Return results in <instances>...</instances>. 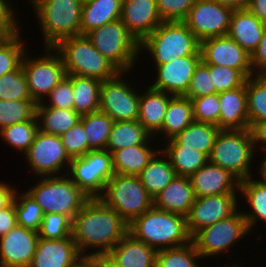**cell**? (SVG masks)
<instances>
[{
    "label": "cell",
    "instance_id": "cell-1",
    "mask_svg": "<svg viewBox=\"0 0 266 267\" xmlns=\"http://www.w3.org/2000/svg\"><path fill=\"white\" fill-rule=\"evenodd\" d=\"M127 233L128 224L99 198L89 199L72 220V239L80 254L91 246L101 251L88 255L105 256Z\"/></svg>",
    "mask_w": 266,
    "mask_h": 267
},
{
    "label": "cell",
    "instance_id": "cell-2",
    "mask_svg": "<svg viewBox=\"0 0 266 267\" xmlns=\"http://www.w3.org/2000/svg\"><path fill=\"white\" fill-rule=\"evenodd\" d=\"M128 233L135 239L156 249L182 246L192 241L186 216L160 210L152 206L128 224ZM166 247H159L158 246Z\"/></svg>",
    "mask_w": 266,
    "mask_h": 267
},
{
    "label": "cell",
    "instance_id": "cell-3",
    "mask_svg": "<svg viewBox=\"0 0 266 267\" xmlns=\"http://www.w3.org/2000/svg\"><path fill=\"white\" fill-rule=\"evenodd\" d=\"M58 50L67 75L92 77L105 81L114 78L120 71L100 54L86 35L61 40L49 50Z\"/></svg>",
    "mask_w": 266,
    "mask_h": 267
},
{
    "label": "cell",
    "instance_id": "cell-4",
    "mask_svg": "<svg viewBox=\"0 0 266 267\" xmlns=\"http://www.w3.org/2000/svg\"><path fill=\"white\" fill-rule=\"evenodd\" d=\"M155 58L156 65L186 55H201V41L183 21H163L141 43Z\"/></svg>",
    "mask_w": 266,
    "mask_h": 267
},
{
    "label": "cell",
    "instance_id": "cell-5",
    "mask_svg": "<svg viewBox=\"0 0 266 267\" xmlns=\"http://www.w3.org/2000/svg\"><path fill=\"white\" fill-rule=\"evenodd\" d=\"M47 48L61 40L81 35V0H33Z\"/></svg>",
    "mask_w": 266,
    "mask_h": 267
},
{
    "label": "cell",
    "instance_id": "cell-6",
    "mask_svg": "<svg viewBox=\"0 0 266 267\" xmlns=\"http://www.w3.org/2000/svg\"><path fill=\"white\" fill-rule=\"evenodd\" d=\"M254 145L249 129L220 130L208 162L231 172L239 181L249 174Z\"/></svg>",
    "mask_w": 266,
    "mask_h": 267
},
{
    "label": "cell",
    "instance_id": "cell-7",
    "mask_svg": "<svg viewBox=\"0 0 266 267\" xmlns=\"http://www.w3.org/2000/svg\"><path fill=\"white\" fill-rule=\"evenodd\" d=\"M104 190L106 194L99 199L115 210L127 224L153 206V199L138 176L114 174L107 181Z\"/></svg>",
    "mask_w": 266,
    "mask_h": 267
},
{
    "label": "cell",
    "instance_id": "cell-8",
    "mask_svg": "<svg viewBox=\"0 0 266 267\" xmlns=\"http://www.w3.org/2000/svg\"><path fill=\"white\" fill-rule=\"evenodd\" d=\"M86 37L121 73L133 65L140 48L138 40L120 19L91 30Z\"/></svg>",
    "mask_w": 266,
    "mask_h": 267
},
{
    "label": "cell",
    "instance_id": "cell-9",
    "mask_svg": "<svg viewBox=\"0 0 266 267\" xmlns=\"http://www.w3.org/2000/svg\"><path fill=\"white\" fill-rule=\"evenodd\" d=\"M27 193L40 205L43 214H64L71 220L90 199L71 179L57 176L43 178Z\"/></svg>",
    "mask_w": 266,
    "mask_h": 267
},
{
    "label": "cell",
    "instance_id": "cell-10",
    "mask_svg": "<svg viewBox=\"0 0 266 267\" xmlns=\"http://www.w3.org/2000/svg\"><path fill=\"white\" fill-rule=\"evenodd\" d=\"M73 179L79 189L90 199L99 198L107 181L115 174L112 154L104 150H91L70 162Z\"/></svg>",
    "mask_w": 266,
    "mask_h": 267
},
{
    "label": "cell",
    "instance_id": "cell-11",
    "mask_svg": "<svg viewBox=\"0 0 266 267\" xmlns=\"http://www.w3.org/2000/svg\"><path fill=\"white\" fill-rule=\"evenodd\" d=\"M249 232L243 213L235 212L232 216L199 230L192 241L198 253L211 256L225 251L230 244Z\"/></svg>",
    "mask_w": 266,
    "mask_h": 267
},
{
    "label": "cell",
    "instance_id": "cell-12",
    "mask_svg": "<svg viewBox=\"0 0 266 267\" xmlns=\"http://www.w3.org/2000/svg\"><path fill=\"white\" fill-rule=\"evenodd\" d=\"M233 11L215 0H196L183 22L200 41L225 36Z\"/></svg>",
    "mask_w": 266,
    "mask_h": 267
},
{
    "label": "cell",
    "instance_id": "cell-13",
    "mask_svg": "<svg viewBox=\"0 0 266 267\" xmlns=\"http://www.w3.org/2000/svg\"><path fill=\"white\" fill-rule=\"evenodd\" d=\"M102 81L99 111L110 116L113 121H135L139 114V97L135 91L119 77Z\"/></svg>",
    "mask_w": 266,
    "mask_h": 267
},
{
    "label": "cell",
    "instance_id": "cell-14",
    "mask_svg": "<svg viewBox=\"0 0 266 267\" xmlns=\"http://www.w3.org/2000/svg\"><path fill=\"white\" fill-rule=\"evenodd\" d=\"M31 99L40 103L42 95H49L58 83L67 76L61 56L47 54L34 60H22Z\"/></svg>",
    "mask_w": 266,
    "mask_h": 267
},
{
    "label": "cell",
    "instance_id": "cell-15",
    "mask_svg": "<svg viewBox=\"0 0 266 267\" xmlns=\"http://www.w3.org/2000/svg\"><path fill=\"white\" fill-rule=\"evenodd\" d=\"M200 51L205 64L236 69L246 78L253 77L251 55L228 35L202 40Z\"/></svg>",
    "mask_w": 266,
    "mask_h": 267
},
{
    "label": "cell",
    "instance_id": "cell-16",
    "mask_svg": "<svg viewBox=\"0 0 266 267\" xmlns=\"http://www.w3.org/2000/svg\"><path fill=\"white\" fill-rule=\"evenodd\" d=\"M236 194H218L195 198L186 216L187 229L191 237L199 230L232 216L236 212Z\"/></svg>",
    "mask_w": 266,
    "mask_h": 267
},
{
    "label": "cell",
    "instance_id": "cell-17",
    "mask_svg": "<svg viewBox=\"0 0 266 267\" xmlns=\"http://www.w3.org/2000/svg\"><path fill=\"white\" fill-rule=\"evenodd\" d=\"M27 161L33 170L40 175H52L63 168L64 162L72 159L67 154L60 136L45 134L38 131L33 143L26 153Z\"/></svg>",
    "mask_w": 266,
    "mask_h": 267
},
{
    "label": "cell",
    "instance_id": "cell-18",
    "mask_svg": "<svg viewBox=\"0 0 266 267\" xmlns=\"http://www.w3.org/2000/svg\"><path fill=\"white\" fill-rule=\"evenodd\" d=\"M202 61L201 55H186L171 62L156 65L158 77L151 88L171 93L172 96H184L191 83L193 73Z\"/></svg>",
    "mask_w": 266,
    "mask_h": 267
},
{
    "label": "cell",
    "instance_id": "cell-19",
    "mask_svg": "<svg viewBox=\"0 0 266 267\" xmlns=\"http://www.w3.org/2000/svg\"><path fill=\"white\" fill-rule=\"evenodd\" d=\"M38 239V232L16 225L0 238V266L29 267Z\"/></svg>",
    "mask_w": 266,
    "mask_h": 267
},
{
    "label": "cell",
    "instance_id": "cell-20",
    "mask_svg": "<svg viewBox=\"0 0 266 267\" xmlns=\"http://www.w3.org/2000/svg\"><path fill=\"white\" fill-rule=\"evenodd\" d=\"M120 20L139 43L163 22L155 0H122Z\"/></svg>",
    "mask_w": 266,
    "mask_h": 267
},
{
    "label": "cell",
    "instance_id": "cell-21",
    "mask_svg": "<svg viewBox=\"0 0 266 267\" xmlns=\"http://www.w3.org/2000/svg\"><path fill=\"white\" fill-rule=\"evenodd\" d=\"M189 180L196 198L218 194H236L234 181L237 182L238 189L240 183L231 172L209 162L191 174Z\"/></svg>",
    "mask_w": 266,
    "mask_h": 267
},
{
    "label": "cell",
    "instance_id": "cell-22",
    "mask_svg": "<svg viewBox=\"0 0 266 267\" xmlns=\"http://www.w3.org/2000/svg\"><path fill=\"white\" fill-rule=\"evenodd\" d=\"M83 254L72 238H39L29 267H71Z\"/></svg>",
    "mask_w": 266,
    "mask_h": 267
},
{
    "label": "cell",
    "instance_id": "cell-23",
    "mask_svg": "<svg viewBox=\"0 0 266 267\" xmlns=\"http://www.w3.org/2000/svg\"><path fill=\"white\" fill-rule=\"evenodd\" d=\"M157 249L127 233L104 257L114 267H156Z\"/></svg>",
    "mask_w": 266,
    "mask_h": 267
},
{
    "label": "cell",
    "instance_id": "cell-24",
    "mask_svg": "<svg viewBox=\"0 0 266 267\" xmlns=\"http://www.w3.org/2000/svg\"><path fill=\"white\" fill-rule=\"evenodd\" d=\"M221 130L249 129L246 82L242 87L219 93Z\"/></svg>",
    "mask_w": 266,
    "mask_h": 267
},
{
    "label": "cell",
    "instance_id": "cell-25",
    "mask_svg": "<svg viewBox=\"0 0 266 267\" xmlns=\"http://www.w3.org/2000/svg\"><path fill=\"white\" fill-rule=\"evenodd\" d=\"M265 26L247 8L234 9L227 35L251 55L262 38Z\"/></svg>",
    "mask_w": 266,
    "mask_h": 267
},
{
    "label": "cell",
    "instance_id": "cell-26",
    "mask_svg": "<svg viewBox=\"0 0 266 267\" xmlns=\"http://www.w3.org/2000/svg\"><path fill=\"white\" fill-rule=\"evenodd\" d=\"M195 198L189 177L176 175L169 185L153 199V206L160 210L187 216Z\"/></svg>",
    "mask_w": 266,
    "mask_h": 267
},
{
    "label": "cell",
    "instance_id": "cell-27",
    "mask_svg": "<svg viewBox=\"0 0 266 267\" xmlns=\"http://www.w3.org/2000/svg\"><path fill=\"white\" fill-rule=\"evenodd\" d=\"M220 130L215 124L194 121L169 139L167 148H192L209 156Z\"/></svg>",
    "mask_w": 266,
    "mask_h": 267
},
{
    "label": "cell",
    "instance_id": "cell-28",
    "mask_svg": "<svg viewBox=\"0 0 266 267\" xmlns=\"http://www.w3.org/2000/svg\"><path fill=\"white\" fill-rule=\"evenodd\" d=\"M168 94L149 87L147 94L139 97L137 120L150 134L161 131L165 112L171 99Z\"/></svg>",
    "mask_w": 266,
    "mask_h": 267
},
{
    "label": "cell",
    "instance_id": "cell-29",
    "mask_svg": "<svg viewBox=\"0 0 266 267\" xmlns=\"http://www.w3.org/2000/svg\"><path fill=\"white\" fill-rule=\"evenodd\" d=\"M122 0H89L83 3L81 13V35L104 24L119 20Z\"/></svg>",
    "mask_w": 266,
    "mask_h": 267
},
{
    "label": "cell",
    "instance_id": "cell-30",
    "mask_svg": "<svg viewBox=\"0 0 266 267\" xmlns=\"http://www.w3.org/2000/svg\"><path fill=\"white\" fill-rule=\"evenodd\" d=\"M154 151H151L146 144L114 151L112 153L114 173L118 175L138 176L154 155L161 153V149L158 152Z\"/></svg>",
    "mask_w": 266,
    "mask_h": 267
},
{
    "label": "cell",
    "instance_id": "cell-31",
    "mask_svg": "<svg viewBox=\"0 0 266 267\" xmlns=\"http://www.w3.org/2000/svg\"><path fill=\"white\" fill-rule=\"evenodd\" d=\"M101 84L96 78L72 75L73 109L80 116L99 111Z\"/></svg>",
    "mask_w": 266,
    "mask_h": 267
},
{
    "label": "cell",
    "instance_id": "cell-32",
    "mask_svg": "<svg viewBox=\"0 0 266 267\" xmlns=\"http://www.w3.org/2000/svg\"><path fill=\"white\" fill-rule=\"evenodd\" d=\"M151 134L135 121H115L106 146L111 154L126 147L138 146L148 143Z\"/></svg>",
    "mask_w": 266,
    "mask_h": 267
},
{
    "label": "cell",
    "instance_id": "cell-33",
    "mask_svg": "<svg viewBox=\"0 0 266 267\" xmlns=\"http://www.w3.org/2000/svg\"><path fill=\"white\" fill-rule=\"evenodd\" d=\"M36 117H42L43 120V125L38 126L40 132L61 136L71 129L81 116L73 108L59 109L38 103L36 105Z\"/></svg>",
    "mask_w": 266,
    "mask_h": 267
},
{
    "label": "cell",
    "instance_id": "cell-34",
    "mask_svg": "<svg viewBox=\"0 0 266 267\" xmlns=\"http://www.w3.org/2000/svg\"><path fill=\"white\" fill-rule=\"evenodd\" d=\"M194 121L191 99L185 96H172L165 112L161 130L172 139Z\"/></svg>",
    "mask_w": 266,
    "mask_h": 267
},
{
    "label": "cell",
    "instance_id": "cell-35",
    "mask_svg": "<svg viewBox=\"0 0 266 267\" xmlns=\"http://www.w3.org/2000/svg\"><path fill=\"white\" fill-rule=\"evenodd\" d=\"M138 175L149 196L154 199L176 176L171 161L155 157Z\"/></svg>",
    "mask_w": 266,
    "mask_h": 267
},
{
    "label": "cell",
    "instance_id": "cell-36",
    "mask_svg": "<svg viewBox=\"0 0 266 267\" xmlns=\"http://www.w3.org/2000/svg\"><path fill=\"white\" fill-rule=\"evenodd\" d=\"M80 121L83 123L86 131L89 151L106 149L114 124L113 119L107 114L97 111L82 115Z\"/></svg>",
    "mask_w": 266,
    "mask_h": 267
},
{
    "label": "cell",
    "instance_id": "cell-37",
    "mask_svg": "<svg viewBox=\"0 0 266 267\" xmlns=\"http://www.w3.org/2000/svg\"><path fill=\"white\" fill-rule=\"evenodd\" d=\"M169 157L177 176H190L208 162V156L192 148H167L161 154Z\"/></svg>",
    "mask_w": 266,
    "mask_h": 267
},
{
    "label": "cell",
    "instance_id": "cell-38",
    "mask_svg": "<svg viewBox=\"0 0 266 267\" xmlns=\"http://www.w3.org/2000/svg\"><path fill=\"white\" fill-rule=\"evenodd\" d=\"M246 79V96L249 125L266 121V75Z\"/></svg>",
    "mask_w": 266,
    "mask_h": 267
},
{
    "label": "cell",
    "instance_id": "cell-39",
    "mask_svg": "<svg viewBox=\"0 0 266 267\" xmlns=\"http://www.w3.org/2000/svg\"><path fill=\"white\" fill-rule=\"evenodd\" d=\"M199 256L193 241L178 247L159 249L156 267H198L195 258Z\"/></svg>",
    "mask_w": 266,
    "mask_h": 267
},
{
    "label": "cell",
    "instance_id": "cell-40",
    "mask_svg": "<svg viewBox=\"0 0 266 267\" xmlns=\"http://www.w3.org/2000/svg\"><path fill=\"white\" fill-rule=\"evenodd\" d=\"M239 190L243 192L253 208V214H245L248 229L254 225L256 218L259 217L266 221V187L259 181H252L251 177L240 181Z\"/></svg>",
    "mask_w": 266,
    "mask_h": 267
},
{
    "label": "cell",
    "instance_id": "cell-41",
    "mask_svg": "<svg viewBox=\"0 0 266 267\" xmlns=\"http://www.w3.org/2000/svg\"><path fill=\"white\" fill-rule=\"evenodd\" d=\"M36 116L32 120L6 126L0 130L1 137L12 147L24 150L26 153L39 131Z\"/></svg>",
    "mask_w": 266,
    "mask_h": 267
},
{
    "label": "cell",
    "instance_id": "cell-42",
    "mask_svg": "<svg viewBox=\"0 0 266 267\" xmlns=\"http://www.w3.org/2000/svg\"><path fill=\"white\" fill-rule=\"evenodd\" d=\"M33 100H0V130L6 126L32 120L36 116Z\"/></svg>",
    "mask_w": 266,
    "mask_h": 267
},
{
    "label": "cell",
    "instance_id": "cell-43",
    "mask_svg": "<svg viewBox=\"0 0 266 267\" xmlns=\"http://www.w3.org/2000/svg\"><path fill=\"white\" fill-rule=\"evenodd\" d=\"M18 35L19 32L11 36L0 37V77L22 65L26 53Z\"/></svg>",
    "mask_w": 266,
    "mask_h": 267
},
{
    "label": "cell",
    "instance_id": "cell-44",
    "mask_svg": "<svg viewBox=\"0 0 266 267\" xmlns=\"http://www.w3.org/2000/svg\"><path fill=\"white\" fill-rule=\"evenodd\" d=\"M0 100H32L22 66L0 77Z\"/></svg>",
    "mask_w": 266,
    "mask_h": 267
},
{
    "label": "cell",
    "instance_id": "cell-45",
    "mask_svg": "<svg viewBox=\"0 0 266 267\" xmlns=\"http://www.w3.org/2000/svg\"><path fill=\"white\" fill-rule=\"evenodd\" d=\"M16 194L14 197V208L16 211L17 225L38 232L44 215L40 205L27 192L25 195H21L19 199L22 200L18 203Z\"/></svg>",
    "mask_w": 266,
    "mask_h": 267
},
{
    "label": "cell",
    "instance_id": "cell-46",
    "mask_svg": "<svg viewBox=\"0 0 266 267\" xmlns=\"http://www.w3.org/2000/svg\"><path fill=\"white\" fill-rule=\"evenodd\" d=\"M38 235L43 239L72 238V220L64 214L46 213Z\"/></svg>",
    "mask_w": 266,
    "mask_h": 267
},
{
    "label": "cell",
    "instance_id": "cell-47",
    "mask_svg": "<svg viewBox=\"0 0 266 267\" xmlns=\"http://www.w3.org/2000/svg\"><path fill=\"white\" fill-rule=\"evenodd\" d=\"M194 119L197 122L219 124V93L209 94L191 99Z\"/></svg>",
    "mask_w": 266,
    "mask_h": 267
},
{
    "label": "cell",
    "instance_id": "cell-48",
    "mask_svg": "<svg viewBox=\"0 0 266 267\" xmlns=\"http://www.w3.org/2000/svg\"><path fill=\"white\" fill-rule=\"evenodd\" d=\"M208 69L217 93L242 87L247 79L236 69L217 65H208Z\"/></svg>",
    "mask_w": 266,
    "mask_h": 267
},
{
    "label": "cell",
    "instance_id": "cell-49",
    "mask_svg": "<svg viewBox=\"0 0 266 267\" xmlns=\"http://www.w3.org/2000/svg\"><path fill=\"white\" fill-rule=\"evenodd\" d=\"M62 144L71 159L89 152V143L83 123L79 120L71 129L60 136Z\"/></svg>",
    "mask_w": 266,
    "mask_h": 267
},
{
    "label": "cell",
    "instance_id": "cell-50",
    "mask_svg": "<svg viewBox=\"0 0 266 267\" xmlns=\"http://www.w3.org/2000/svg\"><path fill=\"white\" fill-rule=\"evenodd\" d=\"M214 93L217 92L209 73L208 64L201 61L193 73L190 87L184 96L193 99Z\"/></svg>",
    "mask_w": 266,
    "mask_h": 267
},
{
    "label": "cell",
    "instance_id": "cell-51",
    "mask_svg": "<svg viewBox=\"0 0 266 267\" xmlns=\"http://www.w3.org/2000/svg\"><path fill=\"white\" fill-rule=\"evenodd\" d=\"M162 21H184L196 0H155Z\"/></svg>",
    "mask_w": 266,
    "mask_h": 267
},
{
    "label": "cell",
    "instance_id": "cell-52",
    "mask_svg": "<svg viewBox=\"0 0 266 267\" xmlns=\"http://www.w3.org/2000/svg\"><path fill=\"white\" fill-rule=\"evenodd\" d=\"M51 105L48 107L59 109L73 108V89H72V75H67L58 85L50 92Z\"/></svg>",
    "mask_w": 266,
    "mask_h": 267
},
{
    "label": "cell",
    "instance_id": "cell-53",
    "mask_svg": "<svg viewBox=\"0 0 266 267\" xmlns=\"http://www.w3.org/2000/svg\"><path fill=\"white\" fill-rule=\"evenodd\" d=\"M5 0H0V36L6 37L18 32V27L14 23V16L9 5Z\"/></svg>",
    "mask_w": 266,
    "mask_h": 267
},
{
    "label": "cell",
    "instance_id": "cell-54",
    "mask_svg": "<svg viewBox=\"0 0 266 267\" xmlns=\"http://www.w3.org/2000/svg\"><path fill=\"white\" fill-rule=\"evenodd\" d=\"M251 66L253 70L259 67V75H266V26L257 48L251 54Z\"/></svg>",
    "mask_w": 266,
    "mask_h": 267
},
{
    "label": "cell",
    "instance_id": "cell-55",
    "mask_svg": "<svg viewBox=\"0 0 266 267\" xmlns=\"http://www.w3.org/2000/svg\"><path fill=\"white\" fill-rule=\"evenodd\" d=\"M16 225L17 218L13 200L8 207L0 210V238L7 234Z\"/></svg>",
    "mask_w": 266,
    "mask_h": 267
},
{
    "label": "cell",
    "instance_id": "cell-56",
    "mask_svg": "<svg viewBox=\"0 0 266 267\" xmlns=\"http://www.w3.org/2000/svg\"><path fill=\"white\" fill-rule=\"evenodd\" d=\"M71 267H104V256L87 255L80 256Z\"/></svg>",
    "mask_w": 266,
    "mask_h": 267
},
{
    "label": "cell",
    "instance_id": "cell-57",
    "mask_svg": "<svg viewBox=\"0 0 266 267\" xmlns=\"http://www.w3.org/2000/svg\"><path fill=\"white\" fill-rule=\"evenodd\" d=\"M246 8L266 24V0H248Z\"/></svg>",
    "mask_w": 266,
    "mask_h": 267
},
{
    "label": "cell",
    "instance_id": "cell-58",
    "mask_svg": "<svg viewBox=\"0 0 266 267\" xmlns=\"http://www.w3.org/2000/svg\"><path fill=\"white\" fill-rule=\"evenodd\" d=\"M249 131L252 136L253 145L255 142H266V121L256 122L250 125Z\"/></svg>",
    "mask_w": 266,
    "mask_h": 267
},
{
    "label": "cell",
    "instance_id": "cell-59",
    "mask_svg": "<svg viewBox=\"0 0 266 267\" xmlns=\"http://www.w3.org/2000/svg\"><path fill=\"white\" fill-rule=\"evenodd\" d=\"M15 193L13 189H11L5 183H0V210L8 207L14 200Z\"/></svg>",
    "mask_w": 266,
    "mask_h": 267
},
{
    "label": "cell",
    "instance_id": "cell-60",
    "mask_svg": "<svg viewBox=\"0 0 266 267\" xmlns=\"http://www.w3.org/2000/svg\"><path fill=\"white\" fill-rule=\"evenodd\" d=\"M222 5L229 6L233 9H243L246 8L248 0H215Z\"/></svg>",
    "mask_w": 266,
    "mask_h": 267
},
{
    "label": "cell",
    "instance_id": "cell-61",
    "mask_svg": "<svg viewBox=\"0 0 266 267\" xmlns=\"http://www.w3.org/2000/svg\"><path fill=\"white\" fill-rule=\"evenodd\" d=\"M264 163H262L261 165V172L262 173V177H263V181H259L261 184H263L266 187V157H265V161H263Z\"/></svg>",
    "mask_w": 266,
    "mask_h": 267
},
{
    "label": "cell",
    "instance_id": "cell-62",
    "mask_svg": "<svg viewBox=\"0 0 266 267\" xmlns=\"http://www.w3.org/2000/svg\"><path fill=\"white\" fill-rule=\"evenodd\" d=\"M104 267H114V266L104 257Z\"/></svg>",
    "mask_w": 266,
    "mask_h": 267
}]
</instances>
